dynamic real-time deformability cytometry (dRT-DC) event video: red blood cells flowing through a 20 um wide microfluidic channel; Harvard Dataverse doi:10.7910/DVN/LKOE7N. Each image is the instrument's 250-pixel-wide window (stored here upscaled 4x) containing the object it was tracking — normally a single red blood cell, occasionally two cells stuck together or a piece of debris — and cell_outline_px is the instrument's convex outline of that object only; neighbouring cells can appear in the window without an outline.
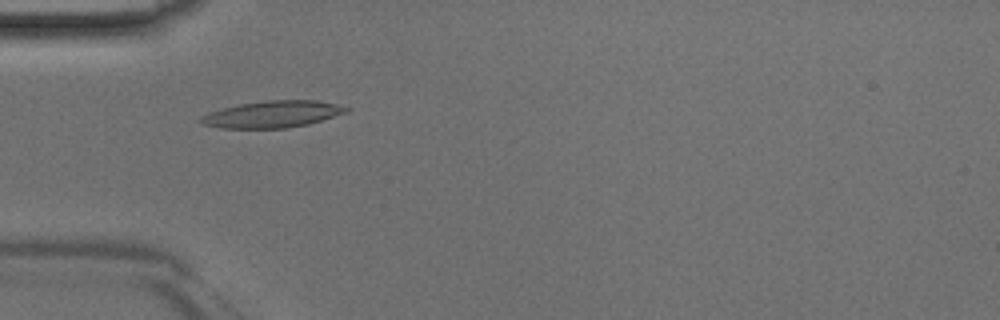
{"species": "Egyptian fruit bat (a non-hibernating species)", "species_latin": "Rousettus aegyptiacus", "temperature_condition": "room temperature", "stored_images_in_passage": 45, "camera_frame_rate_fps": 3000, "um_per_image_px": 0.085, "animal": {"sex": "male"}, "frame": {"image": 1, "passage_image": 14, "time_ms": 4.333, "image_size_px": [1000, 320], "cell_outline_px": [[352, 108], [348, 112], [308, 124], [288, 128], [220, 128], [204, 124], [200, 120], [200, 116], [208, 112], [240, 104], [264, 100], [316, 100], [336, 104]], "centroid_in_image_um": [23.18, 9.7], "position_along_channel_um": 61.8, "area_um2": 22.66}}
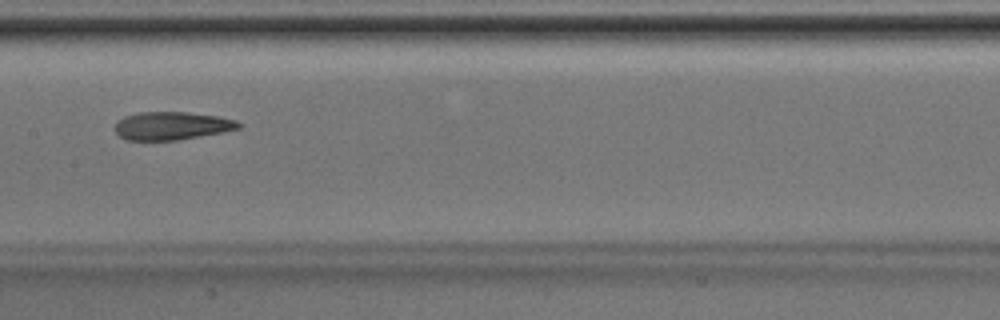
{"frame": {"image": 2, "passage_image": 23, "time_ms": 7.333, "image_size_px": [1000, 320], "cell_outline_px": [[244, 124], [240, 128], [224, 132], [176, 140], [128, 140], [120, 136], [116, 132], [116, 120], [124, 116], [140, 112], [188, 112], [220, 116], [236, 120]], "centroid_in_image_um": [14.64, 10.68], "position_along_channel_um": 192.8, "area_um2": 20.35}}
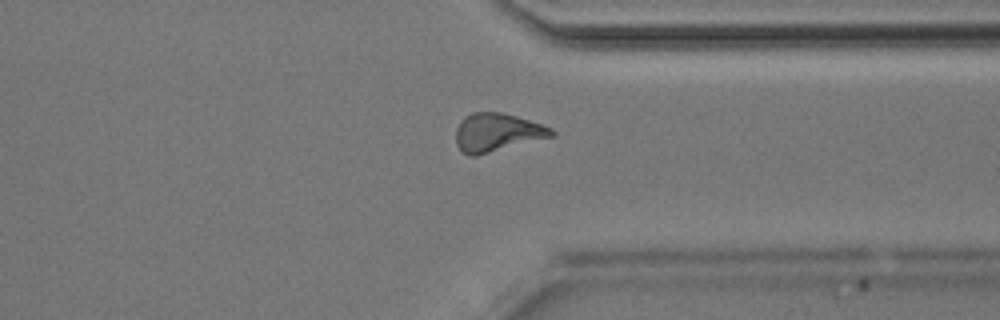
{"frame": {"image": 3, "passage_image": 35, "time_ms": 11.333, "image_size_px": [1000, 320], "cell_outline_px": [[556, 136], [476, 156], [468, 156], [456, 144], [456, 128], [460, 120], [464, 116], [472, 112], [504, 112], [544, 124], [552, 128], [556, 132]], "centroid_in_image_um": [42.29, 11.25], "position_along_channel_um": 369.1, "area_um2": 21.79}}